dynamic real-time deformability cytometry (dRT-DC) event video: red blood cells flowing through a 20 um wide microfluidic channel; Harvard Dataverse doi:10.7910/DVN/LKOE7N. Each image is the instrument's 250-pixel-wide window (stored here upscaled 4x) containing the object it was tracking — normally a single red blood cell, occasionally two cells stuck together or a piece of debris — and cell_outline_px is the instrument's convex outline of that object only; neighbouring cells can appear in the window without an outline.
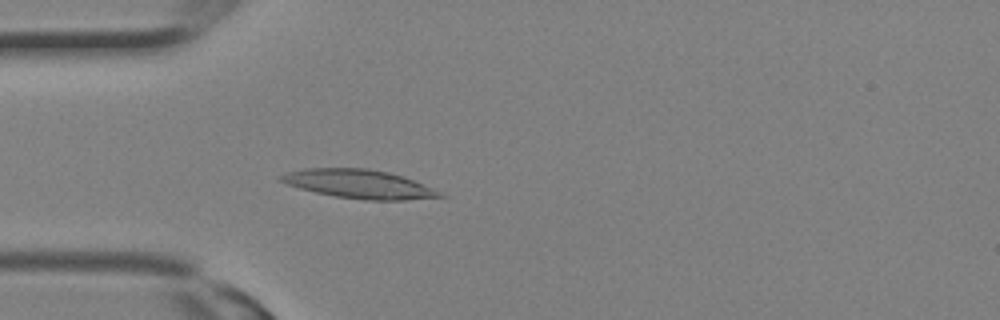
{"species": "Egyptian fruit bat (a non-hibernating species)", "species_latin": "Rousettus aegyptiacus", "temperature_condition": "room temperature", "stored_images_in_passage": 10, "camera_frame_rate_fps": 3000, "um_per_image_px": 0.085, "animal": {"sex": "female"}, "frame": {"image": 1, "passage_image": 6, "time_ms": 1.667, "image_size_px": [1000, 320], "cell_outline_px": [[448, 196], [404, 200], [364, 200], [336, 196], [316, 192], [300, 188], [276, 180], [276, 176], [288, 172], [304, 168], [368, 168], [388, 172], [404, 176], [432, 188]], "centroid_in_image_um": [30.48, 15.63], "position_along_channel_um": 54.5, "area_um2": 26.59}}
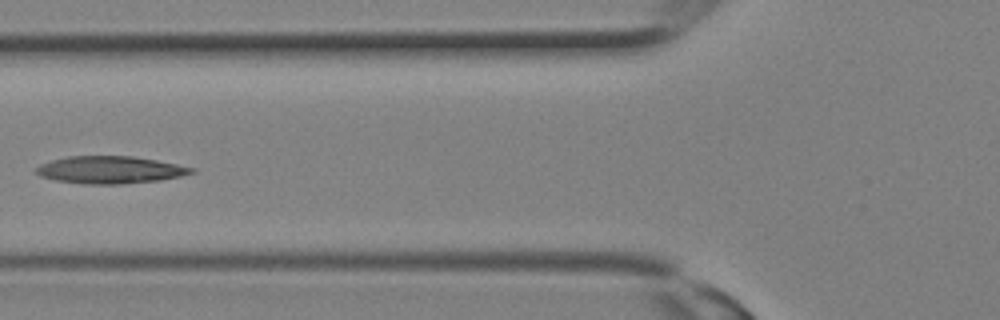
{"frame": {"image": 2, "passage_image": 9, "time_ms": 2.667, "image_size_px": [1000, 320], "cell_outline_px": [[196, 172], [180, 176], [160, 180], [120, 184], [84, 184], [56, 180], [40, 176], [36, 172], [36, 168], [40, 164], [52, 160], [68, 156], [132, 156], [156, 160], [196, 168]], "centroid_in_image_um": [9.37, 14.43], "position_along_channel_um": 116.4, "area_um2": 24.68}}